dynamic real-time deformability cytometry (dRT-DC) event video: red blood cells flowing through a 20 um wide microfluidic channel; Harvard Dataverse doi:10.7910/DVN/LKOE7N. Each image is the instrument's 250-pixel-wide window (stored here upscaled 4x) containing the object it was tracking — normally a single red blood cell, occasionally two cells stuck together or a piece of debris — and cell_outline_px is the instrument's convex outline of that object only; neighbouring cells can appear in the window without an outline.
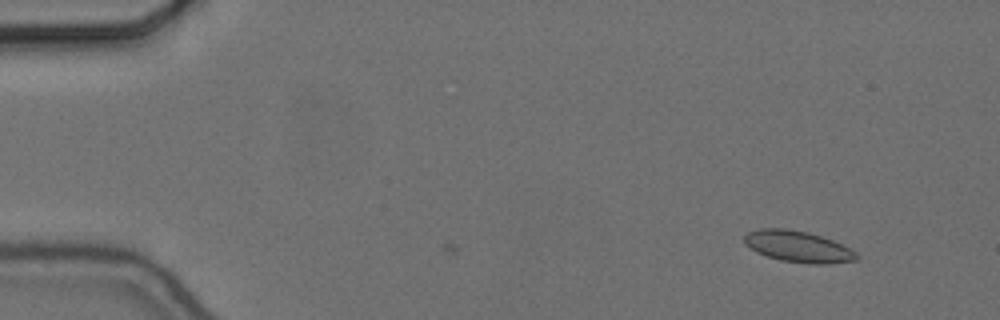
{"species": "common noctule bat (a hibernating species)", "species_latin": "Nyctalus noctula", "temperature_condition": "cold", "stored_images_in_passage": 4, "camera_frame_rate_fps": 3000, "um_per_image_px": 0.085, "animal": {"sex": "female", "body_mass_g": 24.6, "forearm_length_mm": 56.2}, "frame": {"image": 1, "passage_image": 4, "time_ms": 1.0, "image_size_px": [1000, 320], "cell_outline_px": [[860, 256], [856, 260], [828, 264], [808, 264], [780, 260], [756, 252], [744, 244], [744, 236], [748, 232], [760, 228], [784, 228], [808, 232], [832, 240], [856, 252]], "centroid_in_image_um": [67.81, 20.96], "position_along_channel_um": 17.2, "area_um2": 20.46}}